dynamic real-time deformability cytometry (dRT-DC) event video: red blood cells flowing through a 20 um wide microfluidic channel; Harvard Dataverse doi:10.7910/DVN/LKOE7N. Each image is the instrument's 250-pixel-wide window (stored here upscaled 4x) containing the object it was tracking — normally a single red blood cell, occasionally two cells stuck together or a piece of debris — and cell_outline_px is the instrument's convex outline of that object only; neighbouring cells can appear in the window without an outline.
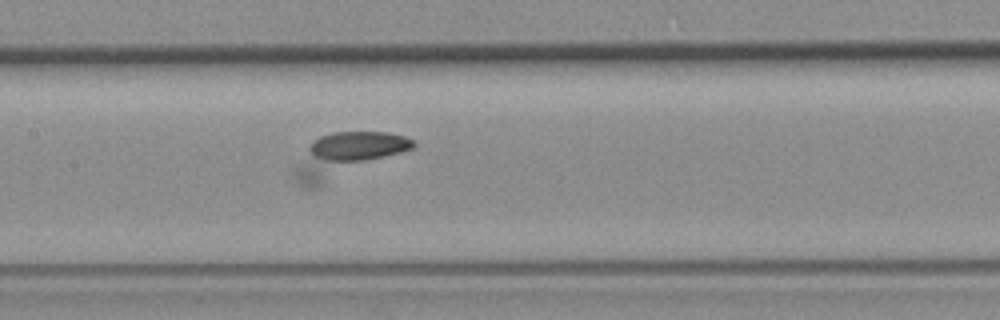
{"species": "common noctule bat (a hibernating species)", "species_latin": "Nyctalus noctula", "temperature_condition": "room temperature", "stored_images_in_passage": 49, "camera_frame_rate_fps": 3000, "um_per_image_px": 0.085, "animal": {"sex": "female", "body_mass_g": 19.3, "forearm_length_mm": 54.1}, "frame": {"image": 1, "passage_image": 16, "time_ms": 5.0, "image_size_px": [1000, 320], "cell_outline_px": [[416, 144], [412, 148], [320, 188], [300, 188], [292, 180], [288, 172], [308, 148], [320, 136], [332, 132], [388, 132], [404, 136], [412, 140]], "centroid_in_image_um": [29.32, 13.27], "position_along_channel_um": 178.1, "area_um2": 30.75}}